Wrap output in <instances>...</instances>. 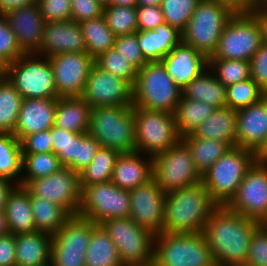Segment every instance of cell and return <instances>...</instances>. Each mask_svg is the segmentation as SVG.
<instances>
[{
    "instance_id": "obj_25",
    "label": "cell",
    "mask_w": 267,
    "mask_h": 266,
    "mask_svg": "<svg viewBox=\"0 0 267 266\" xmlns=\"http://www.w3.org/2000/svg\"><path fill=\"white\" fill-rule=\"evenodd\" d=\"M142 153H120L116 159L111 182L123 190H131L153 179V159Z\"/></svg>"
},
{
    "instance_id": "obj_57",
    "label": "cell",
    "mask_w": 267,
    "mask_h": 266,
    "mask_svg": "<svg viewBox=\"0 0 267 266\" xmlns=\"http://www.w3.org/2000/svg\"><path fill=\"white\" fill-rule=\"evenodd\" d=\"M37 4V0H0V15L5 16L8 12Z\"/></svg>"
},
{
    "instance_id": "obj_42",
    "label": "cell",
    "mask_w": 267,
    "mask_h": 266,
    "mask_svg": "<svg viewBox=\"0 0 267 266\" xmlns=\"http://www.w3.org/2000/svg\"><path fill=\"white\" fill-rule=\"evenodd\" d=\"M225 94L226 107L235 111L258 103L267 96L252 78L226 86Z\"/></svg>"
},
{
    "instance_id": "obj_38",
    "label": "cell",
    "mask_w": 267,
    "mask_h": 266,
    "mask_svg": "<svg viewBox=\"0 0 267 266\" xmlns=\"http://www.w3.org/2000/svg\"><path fill=\"white\" fill-rule=\"evenodd\" d=\"M21 143L13 134H0V177L21 185Z\"/></svg>"
},
{
    "instance_id": "obj_49",
    "label": "cell",
    "mask_w": 267,
    "mask_h": 266,
    "mask_svg": "<svg viewBox=\"0 0 267 266\" xmlns=\"http://www.w3.org/2000/svg\"><path fill=\"white\" fill-rule=\"evenodd\" d=\"M247 266H267V230L259 225L253 233L246 260Z\"/></svg>"
},
{
    "instance_id": "obj_17",
    "label": "cell",
    "mask_w": 267,
    "mask_h": 266,
    "mask_svg": "<svg viewBox=\"0 0 267 266\" xmlns=\"http://www.w3.org/2000/svg\"><path fill=\"white\" fill-rule=\"evenodd\" d=\"M132 87L128 81L114 76L94 64L81 97L91 108L133 106Z\"/></svg>"
},
{
    "instance_id": "obj_58",
    "label": "cell",
    "mask_w": 267,
    "mask_h": 266,
    "mask_svg": "<svg viewBox=\"0 0 267 266\" xmlns=\"http://www.w3.org/2000/svg\"><path fill=\"white\" fill-rule=\"evenodd\" d=\"M219 3L225 4L236 13L250 12L253 0H216Z\"/></svg>"
},
{
    "instance_id": "obj_3",
    "label": "cell",
    "mask_w": 267,
    "mask_h": 266,
    "mask_svg": "<svg viewBox=\"0 0 267 266\" xmlns=\"http://www.w3.org/2000/svg\"><path fill=\"white\" fill-rule=\"evenodd\" d=\"M236 12L216 0H200L185 30L182 42L207 58L216 51L219 39Z\"/></svg>"
},
{
    "instance_id": "obj_33",
    "label": "cell",
    "mask_w": 267,
    "mask_h": 266,
    "mask_svg": "<svg viewBox=\"0 0 267 266\" xmlns=\"http://www.w3.org/2000/svg\"><path fill=\"white\" fill-rule=\"evenodd\" d=\"M35 228L49 235L56 234L71 217L61 206L35 195H30Z\"/></svg>"
},
{
    "instance_id": "obj_51",
    "label": "cell",
    "mask_w": 267,
    "mask_h": 266,
    "mask_svg": "<svg viewBox=\"0 0 267 266\" xmlns=\"http://www.w3.org/2000/svg\"><path fill=\"white\" fill-rule=\"evenodd\" d=\"M71 20L81 23L103 16L104 6L97 0H70Z\"/></svg>"
},
{
    "instance_id": "obj_36",
    "label": "cell",
    "mask_w": 267,
    "mask_h": 266,
    "mask_svg": "<svg viewBox=\"0 0 267 266\" xmlns=\"http://www.w3.org/2000/svg\"><path fill=\"white\" fill-rule=\"evenodd\" d=\"M82 29L86 52L96 59L114 47L116 36L107 26L103 16L79 23Z\"/></svg>"
},
{
    "instance_id": "obj_64",
    "label": "cell",
    "mask_w": 267,
    "mask_h": 266,
    "mask_svg": "<svg viewBox=\"0 0 267 266\" xmlns=\"http://www.w3.org/2000/svg\"><path fill=\"white\" fill-rule=\"evenodd\" d=\"M110 5L137 7V0H111Z\"/></svg>"
},
{
    "instance_id": "obj_48",
    "label": "cell",
    "mask_w": 267,
    "mask_h": 266,
    "mask_svg": "<svg viewBox=\"0 0 267 266\" xmlns=\"http://www.w3.org/2000/svg\"><path fill=\"white\" fill-rule=\"evenodd\" d=\"M114 47L137 71L147 63L140 50L136 33L117 36Z\"/></svg>"
},
{
    "instance_id": "obj_53",
    "label": "cell",
    "mask_w": 267,
    "mask_h": 266,
    "mask_svg": "<svg viewBox=\"0 0 267 266\" xmlns=\"http://www.w3.org/2000/svg\"><path fill=\"white\" fill-rule=\"evenodd\" d=\"M100 148V143L89 133L80 140L76 150V173L83 171L93 161Z\"/></svg>"
},
{
    "instance_id": "obj_40",
    "label": "cell",
    "mask_w": 267,
    "mask_h": 266,
    "mask_svg": "<svg viewBox=\"0 0 267 266\" xmlns=\"http://www.w3.org/2000/svg\"><path fill=\"white\" fill-rule=\"evenodd\" d=\"M62 167L58 156L53 152L22 154V172L26 173L21 174V186L31 180L49 176Z\"/></svg>"
},
{
    "instance_id": "obj_35",
    "label": "cell",
    "mask_w": 267,
    "mask_h": 266,
    "mask_svg": "<svg viewBox=\"0 0 267 266\" xmlns=\"http://www.w3.org/2000/svg\"><path fill=\"white\" fill-rule=\"evenodd\" d=\"M191 151L195 167L203 175L231 147L224 142L194 137L191 133L182 137Z\"/></svg>"
},
{
    "instance_id": "obj_37",
    "label": "cell",
    "mask_w": 267,
    "mask_h": 266,
    "mask_svg": "<svg viewBox=\"0 0 267 266\" xmlns=\"http://www.w3.org/2000/svg\"><path fill=\"white\" fill-rule=\"evenodd\" d=\"M119 152L107 147H101L93 161L79 173L81 190L86 186L111 181L113 169Z\"/></svg>"
},
{
    "instance_id": "obj_32",
    "label": "cell",
    "mask_w": 267,
    "mask_h": 266,
    "mask_svg": "<svg viewBox=\"0 0 267 266\" xmlns=\"http://www.w3.org/2000/svg\"><path fill=\"white\" fill-rule=\"evenodd\" d=\"M85 260L86 266H124L115 243L100 225L91 233Z\"/></svg>"
},
{
    "instance_id": "obj_52",
    "label": "cell",
    "mask_w": 267,
    "mask_h": 266,
    "mask_svg": "<svg viewBox=\"0 0 267 266\" xmlns=\"http://www.w3.org/2000/svg\"><path fill=\"white\" fill-rule=\"evenodd\" d=\"M20 143L22 154L52 152L51 129L25 136Z\"/></svg>"
},
{
    "instance_id": "obj_62",
    "label": "cell",
    "mask_w": 267,
    "mask_h": 266,
    "mask_svg": "<svg viewBox=\"0 0 267 266\" xmlns=\"http://www.w3.org/2000/svg\"><path fill=\"white\" fill-rule=\"evenodd\" d=\"M10 234L4 211H0V237Z\"/></svg>"
},
{
    "instance_id": "obj_13",
    "label": "cell",
    "mask_w": 267,
    "mask_h": 266,
    "mask_svg": "<svg viewBox=\"0 0 267 266\" xmlns=\"http://www.w3.org/2000/svg\"><path fill=\"white\" fill-rule=\"evenodd\" d=\"M130 194L111 181L86 186L77 215L100 224L111 218L130 216Z\"/></svg>"
},
{
    "instance_id": "obj_39",
    "label": "cell",
    "mask_w": 267,
    "mask_h": 266,
    "mask_svg": "<svg viewBox=\"0 0 267 266\" xmlns=\"http://www.w3.org/2000/svg\"><path fill=\"white\" fill-rule=\"evenodd\" d=\"M22 101L7 78L0 80V134H13Z\"/></svg>"
},
{
    "instance_id": "obj_26",
    "label": "cell",
    "mask_w": 267,
    "mask_h": 266,
    "mask_svg": "<svg viewBox=\"0 0 267 266\" xmlns=\"http://www.w3.org/2000/svg\"><path fill=\"white\" fill-rule=\"evenodd\" d=\"M136 35L146 62H161L182 41V33L167 23L153 30H138Z\"/></svg>"
},
{
    "instance_id": "obj_9",
    "label": "cell",
    "mask_w": 267,
    "mask_h": 266,
    "mask_svg": "<svg viewBox=\"0 0 267 266\" xmlns=\"http://www.w3.org/2000/svg\"><path fill=\"white\" fill-rule=\"evenodd\" d=\"M263 44V31L258 15L235 13L223 30L216 51L208 59L250 61Z\"/></svg>"
},
{
    "instance_id": "obj_47",
    "label": "cell",
    "mask_w": 267,
    "mask_h": 266,
    "mask_svg": "<svg viewBox=\"0 0 267 266\" xmlns=\"http://www.w3.org/2000/svg\"><path fill=\"white\" fill-rule=\"evenodd\" d=\"M23 54L9 22L5 16L0 15V58L8 65L16 61Z\"/></svg>"
},
{
    "instance_id": "obj_4",
    "label": "cell",
    "mask_w": 267,
    "mask_h": 266,
    "mask_svg": "<svg viewBox=\"0 0 267 266\" xmlns=\"http://www.w3.org/2000/svg\"><path fill=\"white\" fill-rule=\"evenodd\" d=\"M133 89V106L174 113L182 90L166 71L162 62H147L137 71Z\"/></svg>"
},
{
    "instance_id": "obj_11",
    "label": "cell",
    "mask_w": 267,
    "mask_h": 266,
    "mask_svg": "<svg viewBox=\"0 0 267 266\" xmlns=\"http://www.w3.org/2000/svg\"><path fill=\"white\" fill-rule=\"evenodd\" d=\"M132 109L134 114L136 151L153 157L158 153L167 151L182 140V136L177 131L172 113L147 110L135 106H132Z\"/></svg>"
},
{
    "instance_id": "obj_2",
    "label": "cell",
    "mask_w": 267,
    "mask_h": 266,
    "mask_svg": "<svg viewBox=\"0 0 267 266\" xmlns=\"http://www.w3.org/2000/svg\"><path fill=\"white\" fill-rule=\"evenodd\" d=\"M218 204L202 182L166 192L164 233H202Z\"/></svg>"
},
{
    "instance_id": "obj_43",
    "label": "cell",
    "mask_w": 267,
    "mask_h": 266,
    "mask_svg": "<svg viewBox=\"0 0 267 266\" xmlns=\"http://www.w3.org/2000/svg\"><path fill=\"white\" fill-rule=\"evenodd\" d=\"M208 67L225 87L251 78L250 62L234 59H208Z\"/></svg>"
},
{
    "instance_id": "obj_12",
    "label": "cell",
    "mask_w": 267,
    "mask_h": 266,
    "mask_svg": "<svg viewBox=\"0 0 267 266\" xmlns=\"http://www.w3.org/2000/svg\"><path fill=\"white\" fill-rule=\"evenodd\" d=\"M153 159V178L165 192L202 182V175L195 167L191 151L181 140Z\"/></svg>"
},
{
    "instance_id": "obj_5",
    "label": "cell",
    "mask_w": 267,
    "mask_h": 266,
    "mask_svg": "<svg viewBox=\"0 0 267 266\" xmlns=\"http://www.w3.org/2000/svg\"><path fill=\"white\" fill-rule=\"evenodd\" d=\"M155 266H215L203 233H160L154 238Z\"/></svg>"
},
{
    "instance_id": "obj_63",
    "label": "cell",
    "mask_w": 267,
    "mask_h": 266,
    "mask_svg": "<svg viewBox=\"0 0 267 266\" xmlns=\"http://www.w3.org/2000/svg\"><path fill=\"white\" fill-rule=\"evenodd\" d=\"M258 19L263 31V43L267 45V13L258 14Z\"/></svg>"
},
{
    "instance_id": "obj_46",
    "label": "cell",
    "mask_w": 267,
    "mask_h": 266,
    "mask_svg": "<svg viewBox=\"0 0 267 266\" xmlns=\"http://www.w3.org/2000/svg\"><path fill=\"white\" fill-rule=\"evenodd\" d=\"M200 0H163L164 21L181 33L185 30Z\"/></svg>"
},
{
    "instance_id": "obj_23",
    "label": "cell",
    "mask_w": 267,
    "mask_h": 266,
    "mask_svg": "<svg viewBox=\"0 0 267 266\" xmlns=\"http://www.w3.org/2000/svg\"><path fill=\"white\" fill-rule=\"evenodd\" d=\"M56 105L57 98L23 99L13 135L20 141L30 134L51 129Z\"/></svg>"
},
{
    "instance_id": "obj_28",
    "label": "cell",
    "mask_w": 267,
    "mask_h": 266,
    "mask_svg": "<svg viewBox=\"0 0 267 266\" xmlns=\"http://www.w3.org/2000/svg\"><path fill=\"white\" fill-rule=\"evenodd\" d=\"M16 266H50L52 235L45 232L15 235Z\"/></svg>"
},
{
    "instance_id": "obj_20",
    "label": "cell",
    "mask_w": 267,
    "mask_h": 266,
    "mask_svg": "<svg viewBox=\"0 0 267 266\" xmlns=\"http://www.w3.org/2000/svg\"><path fill=\"white\" fill-rule=\"evenodd\" d=\"M86 52L82 29L73 20L46 22L39 55L51 57L61 53Z\"/></svg>"
},
{
    "instance_id": "obj_68",
    "label": "cell",
    "mask_w": 267,
    "mask_h": 266,
    "mask_svg": "<svg viewBox=\"0 0 267 266\" xmlns=\"http://www.w3.org/2000/svg\"><path fill=\"white\" fill-rule=\"evenodd\" d=\"M102 6H110L111 0H97Z\"/></svg>"
},
{
    "instance_id": "obj_41",
    "label": "cell",
    "mask_w": 267,
    "mask_h": 266,
    "mask_svg": "<svg viewBox=\"0 0 267 266\" xmlns=\"http://www.w3.org/2000/svg\"><path fill=\"white\" fill-rule=\"evenodd\" d=\"M87 133H75L53 126L51 128L52 152L58 156L60 164L76 172L77 144Z\"/></svg>"
},
{
    "instance_id": "obj_16",
    "label": "cell",
    "mask_w": 267,
    "mask_h": 266,
    "mask_svg": "<svg viewBox=\"0 0 267 266\" xmlns=\"http://www.w3.org/2000/svg\"><path fill=\"white\" fill-rule=\"evenodd\" d=\"M226 206L242 216L262 221L267 215V163L254 162Z\"/></svg>"
},
{
    "instance_id": "obj_45",
    "label": "cell",
    "mask_w": 267,
    "mask_h": 266,
    "mask_svg": "<svg viewBox=\"0 0 267 266\" xmlns=\"http://www.w3.org/2000/svg\"><path fill=\"white\" fill-rule=\"evenodd\" d=\"M95 64L113 74L114 76L123 78L132 86L135 83L137 70L122 56L115 47L108 49L95 59Z\"/></svg>"
},
{
    "instance_id": "obj_60",
    "label": "cell",
    "mask_w": 267,
    "mask_h": 266,
    "mask_svg": "<svg viewBox=\"0 0 267 266\" xmlns=\"http://www.w3.org/2000/svg\"><path fill=\"white\" fill-rule=\"evenodd\" d=\"M249 13L255 15L267 13V0H253Z\"/></svg>"
},
{
    "instance_id": "obj_69",
    "label": "cell",
    "mask_w": 267,
    "mask_h": 266,
    "mask_svg": "<svg viewBox=\"0 0 267 266\" xmlns=\"http://www.w3.org/2000/svg\"><path fill=\"white\" fill-rule=\"evenodd\" d=\"M141 266H155L153 263L149 265H141Z\"/></svg>"
},
{
    "instance_id": "obj_56",
    "label": "cell",
    "mask_w": 267,
    "mask_h": 266,
    "mask_svg": "<svg viewBox=\"0 0 267 266\" xmlns=\"http://www.w3.org/2000/svg\"><path fill=\"white\" fill-rule=\"evenodd\" d=\"M15 235L7 234L0 237V266H16Z\"/></svg>"
},
{
    "instance_id": "obj_24",
    "label": "cell",
    "mask_w": 267,
    "mask_h": 266,
    "mask_svg": "<svg viewBox=\"0 0 267 266\" xmlns=\"http://www.w3.org/2000/svg\"><path fill=\"white\" fill-rule=\"evenodd\" d=\"M161 62L181 90L208 67V58L182 41Z\"/></svg>"
},
{
    "instance_id": "obj_7",
    "label": "cell",
    "mask_w": 267,
    "mask_h": 266,
    "mask_svg": "<svg viewBox=\"0 0 267 266\" xmlns=\"http://www.w3.org/2000/svg\"><path fill=\"white\" fill-rule=\"evenodd\" d=\"M255 161L252 150L237 146L228 150L202 175V183L211 198L218 205H226Z\"/></svg>"
},
{
    "instance_id": "obj_29",
    "label": "cell",
    "mask_w": 267,
    "mask_h": 266,
    "mask_svg": "<svg viewBox=\"0 0 267 266\" xmlns=\"http://www.w3.org/2000/svg\"><path fill=\"white\" fill-rule=\"evenodd\" d=\"M91 109L82 97H59L54 126L75 133H88Z\"/></svg>"
},
{
    "instance_id": "obj_54",
    "label": "cell",
    "mask_w": 267,
    "mask_h": 266,
    "mask_svg": "<svg viewBox=\"0 0 267 266\" xmlns=\"http://www.w3.org/2000/svg\"><path fill=\"white\" fill-rule=\"evenodd\" d=\"M249 62L251 78L267 95V45L263 43Z\"/></svg>"
},
{
    "instance_id": "obj_66",
    "label": "cell",
    "mask_w": 267,
    "mask_h": 266,
    "mask_svg": "<svg viewBox=\"0 0 267 266\" xmlns=\"http://www.w3.org/2000/svg\"><path fill=\"white\" fill-rule=\"evenodd\" d=\"M7 64L0 58V80L6 78Z\"/></svg>"
},
{
    "instance_id": "obj_44",
    "label": "cell",
    "mask_w": 267,
    "mask_h": 266,
    "mask_svg": "<svg viewBox=\"0 0 267 266\" xmlns=\"http://www.w3.org/2000/svg\"><path fill=\"white\" fill-rule=\"evenodd\" d=\"M103 17L116 37L138 31L136 7L105 6Z\"/></svg>"
},
{
    "instance_id": "obj_15",
    "label": "cell",
    "mask_w": 267,
    "mask_h": 266,
    "mask_svg": "<svg viewBox=\"0 0 267 266\" xmlns=\"http://www.w3.org/2000/svg\"><path fill=\"white\" fill-rule=\"evenodd\" d=\"M30 195L48 199L70 216L77 215L81 202L79 173L63 166L57 172L29 181L24 186Z\"/></svg>"
},
{
    "instance_id": "obj_67",
    "label": "cell",
    "mask_w": 267,
    "mask_h": 266,
    "mask_svg": "<svg viewBox=\"0 0 267 266\" xmlns=\"http://www.w3.org/2000/svg\"><path fill=\"white\" fill-rule=\"evenodd\" d=\"M260 225L267 230V215L262 219Z\"/></svg>"
},
{
    "instance_id": "obj_59",
    "label": "cell",
    "mask_w": 267,
    "mask_h": 266,
    "mask_svg": "<svg viewBox=\"0 0 267 266\" xmlns=\"http://www.w3.org/2000/svg\"><path fill=\"white\" fill-rule=\"evenodd\" d=\"M15 186V183L0 177V211H4L8 195Z\"/></svg>"
},
{
    "instance_id": "obj_1",
    "label": "cell",
    "mask_w": 267,
    "mask_h": 266,
    "mask_svg": "<svg viewBox=\"0 0 267 266\" xmlns=\"http://www.w3.org/2000/svg\"><path fill=\"white\" fill-rule=\"evenodd\" d=\"M260 222L218 205L206 221L204 237L217 266L246 265L250 239Z\"/></svg>"
},
{
    "instance_id": "obj_61",
    "label": "cell",
    "mask_w": 267,
    "mask_h": 266,
    "mask_svg": "<svg viewBox=\"0 0 267 266\" xmlns=\"http://www.w3.org/2000/svg\"><path fill=\"white\" fill-rule=\"evenodd\" d=\"M256 161L267 163V139L262 147L255 153Z\"/></svg>"
},
{
    "instance_id": "obj_31",
    "label": "cell",
    "mask_w": 267,
    "mask_h": 266,
    "mask_svg": "<svg viewBox=\"0 0 267 266\" xmlns=\"http://www.w3.org/2000/svg\"><path fill=\"white\" fill-rule=\"evenodd\" d=\"M182 97L198 100L215 108L226 107L225 86L207 67L182 90Z\"/></svg>"
},
{
    "instance_id": "obj_14",
    "label": "cell",
    "mask_w": 267,
    "mask_h": 266,
    "mask_svg": "<svg viewBox=\"0 0 267 266\" xmlns=\"http://www.w3.org/2000/svg\"><path fill=\"white\" fill-rule=\"evenodd\" d=\"M97 225L78 215L71 216L52 235L50 266H86L85 255Z\"/></svg>"
},
{
    "instance_id": "obj_21",
    "label": "cell",
    "mask_w": 267,
    "mask_h": 266,
    "mask_svg": "<svg viewBox=\"0 0 267 266\" xmlns=\"http://www.w3.org/2000/svg\"><path fill=\"white\" fill-rule=\"evenodd\" d=\"M236 146L255 153L267 139V96L236 111Z\"/></svg>"
},
{
    "instance_id": "obj_30",
    "label": "cell",
    "mask_w": 267,
    "mask_h": 266,
    "mask_svg": "<svg viewBox=\"0 0 267 266\" xmlns=\"http://www.w3.org/2000/svg\"><path fill=\"white\" fill-rule=\"evenodd\" d=\"M236 111L229 107L217 108L191 134L201 139H212L236 146Z\"/></svg>"
},
{
    "instance_id": "obj_27",
    "label": "cell",
    "mask_w": 267,
    "mask_h": 266,
    "mask_svg": "<svg viewBox=\"0 0 267 266\" xmlns=\"http://www.w3.org/2000/svg\"><path fill=\"white\" fill-rule=\"evenodd\" d=\"M4 214L10 234L21 235L36 232L29 191L16 185L9 193Z\"/></svg>"
},
{
    "instance_id": "obj_22",
    "label": "cell",
    "mask_w": 267,
    "mask_h": 266,
    "mask_svg": "<svg viewBox=\"0 0 267 266\" xmlns=\"http://www.w3.org/2000/svg\"><path fill=\"white\" fill-rule=\"evenodd\" d=\"M24 54H39L45 21L38 4L16 9L5 15Z\"/></svg>"
},
{
    "instance_id": "obj_10",
    "label": "cell",
    "mask_w": 267,
    "mask_h": 266,
    "mask_svg": "<svg viewBox=\"0 0 267 266\" xmlns=\"http://www.w3.org/2000/svg\"><path fill=\"white\" fill-rule=\"evenodd\" d=\"M115 243L124 266L153 263L154 238L129 217L111 218L99 224Z\"/></svg>"
},
{
    "instance_id": "obj_8",
    "label": "cell",
    "mask_w": 267,
    "mask_h": 266,
    "mask_svg": "<svg viewBox=\"0 0 267 266\" xmlns=\"http://www.w3.org/2000/svg\"><path fill=\"white\" fill-rule=\"evenodd\" d=\"M6 78L23 99L58 98L53 69L46 56L23 54L7 65Z\"/></svg>"
},
{
    "instance_id": "obj_19",
    "label": "cell",
    "mask_w": 267,
    "mask_h": 266,
    "mask_svg": "<svg viewBox=\"0 0 267 266\" xmlns=\"http://www.w3.org/2000/svg\"><path fill=\"white\" fill-rule=\"evenodd\" d=\"M130 216L140 227L157 236L163 232L166 192L153 178L149 182L129 190Z\"/></svg>"
},
{
    "instance_id": "obj_6",
    "label": "cell",
    "mask_w": 267,
    "mask_h": 266,
    "mask_svg": "<svg viewBox=\"0 0 267 266\" xmlns=\"http://www.w3.org/2000/svg\"><path fill=\"white\" fill-rule=\"evenodd\" d=\"M91 134L101 147L119 153L136 150V135L132 106L93 107L90 113Z\"/></svg>"
},
{
    "instance_id": "obj_55",
    "label": "cell",
    "mask_w": 267,
    "mask_h": 266,
    "mask_svg": "<svg viewBox=\"0 0 267 266\" xmlns=\"http://www.w3.org/2000/svg\"><path fill=\"white\" fill-rule=\"evenodd\" d=\"M138 30H153L165 23L161 6H137Z\"/></svg>"
},
{
    "instance_id": "obj_65",
    "label": "cell",
    "mask_w": 267,
    "mask_h": 266,
    "mask_svg": "<svg viewBox=\"0 0 267 266\" xmlns=\"http://www.w3.org/2000/svg\"><path fill=\"white\" fill-rule=\"evenodd\" d=\"M163 0H137V6H161Z\"/></svg>"
},
{
    "instance_id": "obj_34",
    "label": "cell",
    "mask_w": 267,
    "mask_h": 266,
    "mask_svg": "<svg viewBox=\"0 0 267 266\" xmlns=\"http://www.w3.org/2000/svg\"><path fill=\"white\" fill-rule=\"evenodd\" d=\"M216 109L207 103L181 97L173 113L178 133L182 137L192 133Z\"/></svg>"
},
{
    "instance_id": "obj_18",
    "label": "cell",
    "mask_w": 267,
    "mask_h": 266,
    "mask_svg": "<svg viewBox=\"0 0 267 266\" xmlns=\"http://www.w3.org/2000/svg\"><path fill=\"white\" fill-rule=\"evenodd\" d=\"M53 69L57 97H81L95 59L87 52L48 57Z\"/></svg>"
},
{
    "instance_id": "obj_50",
    "label": "cell",
    "mask_w": 267,
    "mask_h": 266,
    "mask_svg": "<svg viewBox=\"0 0 267 266\" xmlns=\"http://www.w3.org/2000/svg\"><path fill=\"white\" fill-rule=\"evenodd\" d=\"M45 22L71 20L70 0H37Z\"/></svg>"
}]
</instances>
